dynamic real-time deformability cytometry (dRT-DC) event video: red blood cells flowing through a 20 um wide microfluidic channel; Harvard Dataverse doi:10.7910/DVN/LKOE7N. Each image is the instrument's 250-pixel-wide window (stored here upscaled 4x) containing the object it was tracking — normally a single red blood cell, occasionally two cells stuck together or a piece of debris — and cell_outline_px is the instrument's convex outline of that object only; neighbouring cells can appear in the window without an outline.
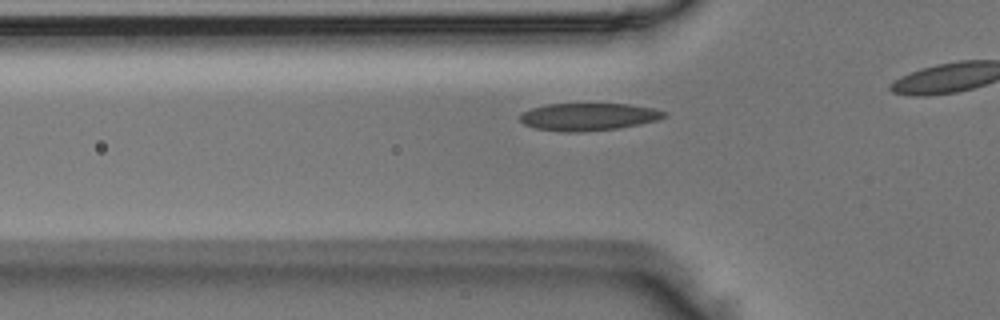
{"species": "Egyptian fruit bat (a non-hibernating species)", "species_latin": "Rousettus aegyptiacus", "temperature_condition": "room temperature", "stored_images_in_passage": 12, "camera_frame_rate_fps": 3000, "um_per_image_px": 0.085, "animal": {"sex": "male"}, "frame": {"image": 1, "passage_image": 7, "time_ms": 2.0, "image_size_px": [1000, 320], "cell_outline_px": [[668, 116], [656, 120], [640, 124], [616, 128], [580, 132], [564, 132], [536, 128], [524, 124], [520, 120], [520, 112], [532, 108], [548, 104], [628, 104], [656, 108], [668, 112]], "centroid_in_image_um": [50.04, 9.92], "position_along_channel_um": 75.8, "area_um2": 23.12}}
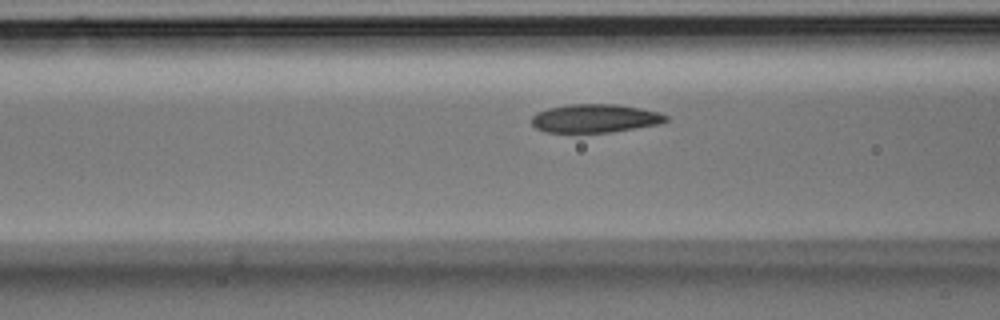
{"frame": {"image": 2, "passage_image": 10, "time_ms": 3.0, "image_size_px": [1000, 320], "cell_outline_px": [[668, 120], [660, 124], [612, 132], [544, 132], [536, 128], [532, 124], [532, 116], [536, 112], [548, 108], [568, 104], [616, 104], [640, 108], [656, 112], [668, 116]], "centroid_in_image_um": [50.56, 10.06], "position_along_channel_um": 116.0, "area_um2": 22.25}}